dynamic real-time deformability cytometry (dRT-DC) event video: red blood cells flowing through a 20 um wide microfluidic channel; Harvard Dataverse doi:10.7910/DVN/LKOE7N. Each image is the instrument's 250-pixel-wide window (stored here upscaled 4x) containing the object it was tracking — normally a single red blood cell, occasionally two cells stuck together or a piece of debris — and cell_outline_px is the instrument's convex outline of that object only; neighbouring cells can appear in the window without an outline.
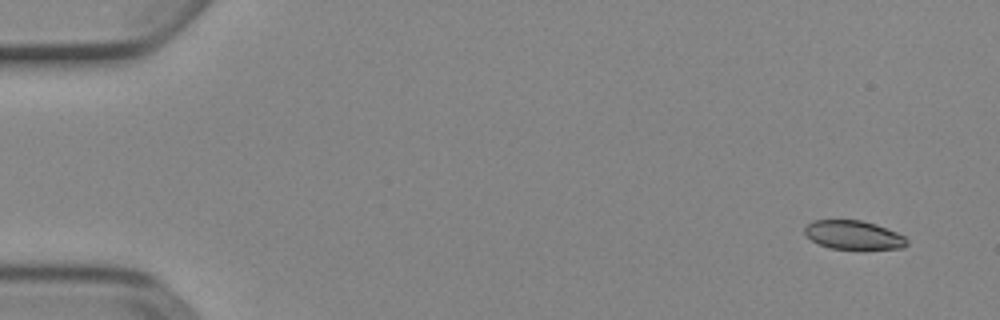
{"species": "Egyptian fruit bat (a non-hibernating species)", "species_latin": "Rousettus aegyptiacus", "temperature_condition": "cold", "stored_images_in_passage": 9, "camera_frame_rate_fps": 3000, "um_per_image_px": 0.085, "animal": {"sex": "female"}, "frame": {"image": 1, "passage_image": 1, "time_ms": 0.0, "image_size_px": [1000, 320], "cell_outline_px": [[908, 244], [904, 248], [828, 248], [804, 236], [804, 228], [812, 220], [860, 220], [876, 224], [896, 232], [904, 236], [908, 240]], "centroid_in_image_um": [72.52, 19.96], "position_along_channel_um": 12.5, "area_um2": 16.99}}
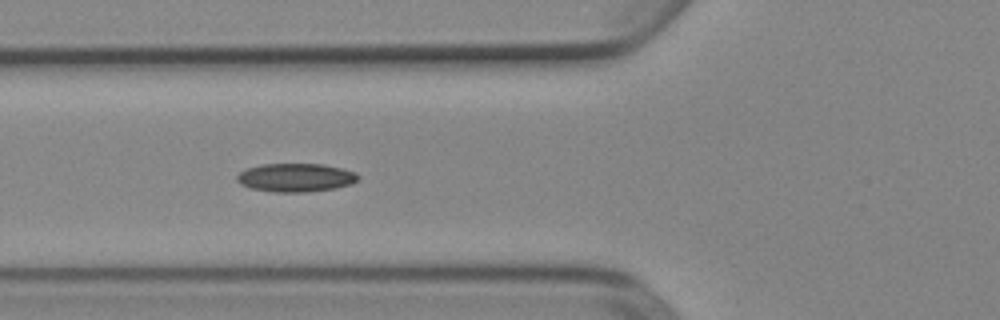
{"frame": {"image": 2, "passage_image": 6, "time_ms": 1.667, "image_size_px": [1000, 320], "cell_outline_px": [[360, 180], [352, 184], [336, 188], [304, 192], [272, 192], [252, 188], [240, 184], [236, 180], [236, 176], [240, 172], [248, 168], [264, 164], [324, 164], [356, 172], [360, 176]], "centroid_in_image_um": [25.17, 15.1], "position_along_channel_um": 100.6, "area_um2": 20.17}}
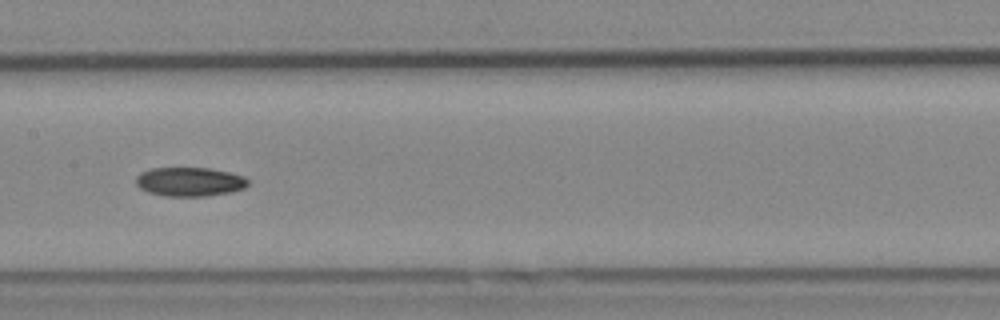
{"frame": {"image": 3, "passage_image": 8, "time_ms": 2.333, "image_size_px": [1000, 320], "cell_outline_px": [[248, 184], [244, 188], [228, 192], [204, 196], [164, 196], [148, 192], [140, 188], [136, 184], [136, 176], [140, 172], [152, 168], [208, 168], [228, 172], [244, 176], [248, 180]], "centroid_in_image_um": [16.08, 15.44], "position_along_channel_um": 191.3, "area_um2": 18.84}}